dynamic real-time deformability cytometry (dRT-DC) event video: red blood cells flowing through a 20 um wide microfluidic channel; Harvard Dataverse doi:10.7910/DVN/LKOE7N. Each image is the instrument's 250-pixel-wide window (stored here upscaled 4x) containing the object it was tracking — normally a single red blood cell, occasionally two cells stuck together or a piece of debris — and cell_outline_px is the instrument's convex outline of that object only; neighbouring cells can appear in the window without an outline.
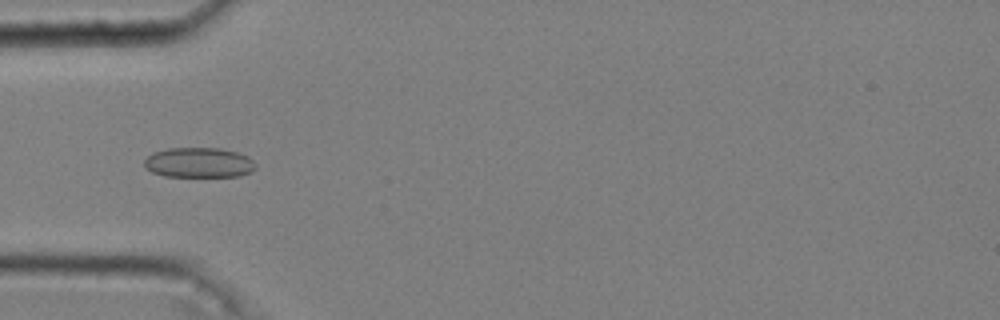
{"species": "common noctule bat (a hibernating species)", "species_latin": "Nyctalus noctula", "temperature_condition": "cold", "stored_images_in_passage": 52, "camera_frame_rate_fps": 3000, "um_per_image_px": 0.085, "animal": {"sex": "male", "body_mass_g": 20.4}, "frame": {"image": 1, "passage_image": 16, "time_ms": 5.0, "image_size_px": [1000, 320], "cell_outline_px": [[256, 168], [252, 172], [240, 176], [164, 176], [152, 172], [144, 164], [144, 160], [152, 152], [168, 148], [220, 148], [236, 152], [248, 156], [256, 164]], "centroid_in_image_um": [16.93, 13.82], "position_along_channel_um": 68.1, "area_um2": 19.54}}
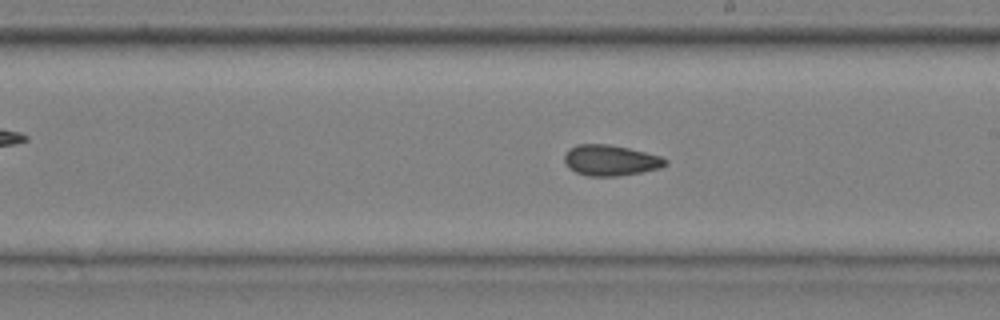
{"frame": {"image": 2, "passage_image": 30, "time_ms": 9.667, "image_size_px": [1000, 320], "cell_outline_px": [[668, 164], [660, 168], [640, 172], [616, 176], [588, 176], [576, 172], [568, 168], [564, 164], [564, 156], [568, 148], [576, 144], [608, 144], [628, 148], [660, 156], [668, 160]], "centroid_in_image_um": [51.85, 13.62], "position_along_channel_um": 237.1, "area_um2": 18.15}}
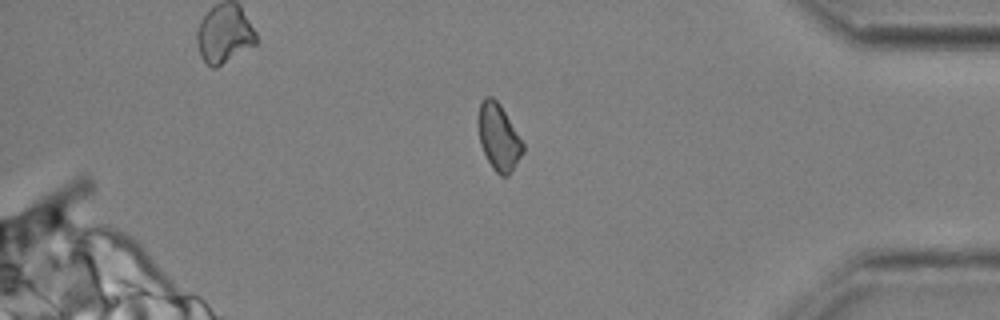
{"frame": {"image": 3, "passage_image": 45, "time_ms": 14.667, "image_size_px": [1000, 320], "cell_outline_px": [[524, 152], [508, 176], [500, 176], [492, 168], [480, 144], [476, 120], [480, 104], [484, 96], [492, 96], [500, 104], [524, 144]], "centroid_in_image_um": [42.36, 11.64], "position_along_channel_um": 392.8, "area_um2": 17.46}, "authors_computed_cell_mechanics": {"area_um2": 18.2648, "velocity_mm_per_s": 3.6256, "shape_relaxation_time_tau1_ms": 9.4364, "shape_relaxation_time_tau2_ms": 1.816, "deformation_change_tau1": 0.1086, "deformation_change_tau2": 0.0665}}